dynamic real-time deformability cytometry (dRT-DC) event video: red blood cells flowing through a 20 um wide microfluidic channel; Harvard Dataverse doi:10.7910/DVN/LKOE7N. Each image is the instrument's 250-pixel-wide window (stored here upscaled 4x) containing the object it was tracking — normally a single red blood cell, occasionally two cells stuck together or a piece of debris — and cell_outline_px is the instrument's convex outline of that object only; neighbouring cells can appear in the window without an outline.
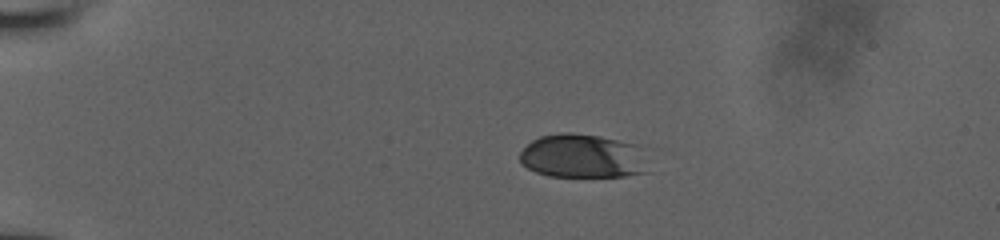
{"species": "human", "species_latin": "Homo sapiens", "temperature_condition": "room temperature", "stored_images_in_passage": 43, "camera_frame_rate_fps": 3000, "um_per_image_px": 0.085, "donor": {"sex": "male"}, "frame": {"image": 1, "passage_image": 1, "time_ms": 0.0, "image_size_px": [1000, 240], "cell_outline_px": [[652, 172], [624, 176], [548, 176], [536, 172], [520, 164], [520, 152], [532, 140], [540, 136], [560, 132], [568, 132], [600, 136], [636, 144]], "centroid_in_image_um": [49.53, 13.27], "position_along_channel_um": 35.5, "area_um2": 33.06}}
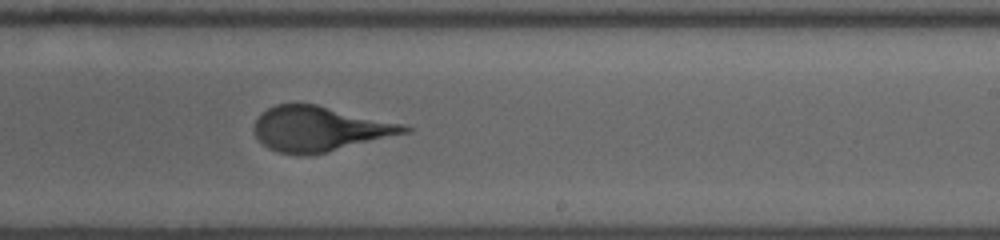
{"frame": {"image": 2, "passage_image": 24, "time_ms": 7.667, "image_size_px": [1000, 240], "cell_outline_px": [[412, 128], [408, 132], [308, 156], [304, 156], [280, 152], [268, 148], [256, 136], [252, 128], [256, 120], [268, 108], [276, 104], [316, 104], [400, 124]], "centroid_in_image_um": [27.08, 10.96], "position_along_channel_um": 261.9, "area_um2": 38.38}}
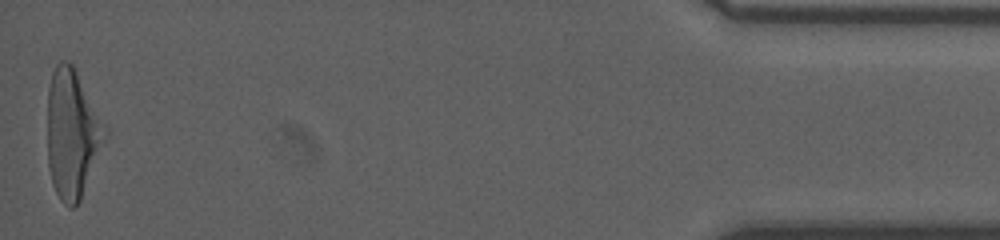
{"frame": {"image": 3, "passage_image": 43, "time_ms": 14.0, "image_size_px": [1000, 240], "cell_outline_px": [[108, 136], [80, 200], [72, 208], [68, 208], [60, 200], [52, 184], [48, 164], [48, 88], [52, 72], [56, 64], [60, 60], [68, 60], [72, 64], [108, 128]], "centroid_in_image_um": [6.15, 11.37], "position_along_channel_um": 429.1, "area_um2": 43.41}}